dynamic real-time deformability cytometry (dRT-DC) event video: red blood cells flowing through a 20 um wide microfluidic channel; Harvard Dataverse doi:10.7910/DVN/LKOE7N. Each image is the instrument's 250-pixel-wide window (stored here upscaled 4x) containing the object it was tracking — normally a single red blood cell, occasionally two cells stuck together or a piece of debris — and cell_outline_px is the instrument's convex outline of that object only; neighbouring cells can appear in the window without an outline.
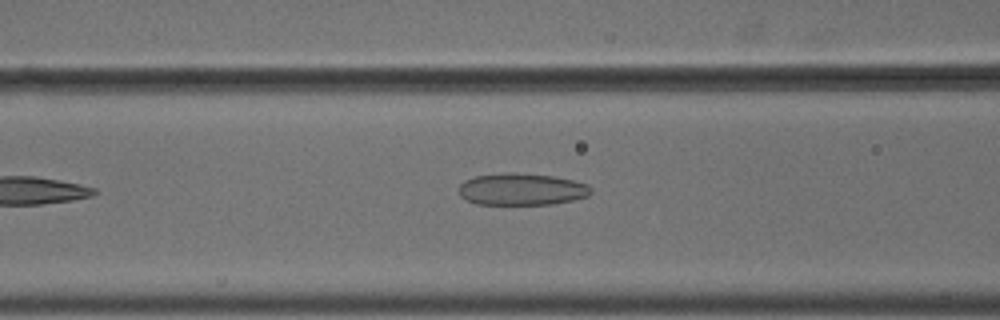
{"species": "common noctule bat (a hibernating species)", "species_latin": "Nyctalus noctula", "temperature_condition": "cold", "stored_images_in_passage": 6, "camera_frame_rate_fps": 3000, "um_per_image_px": 0.085, "animal": {"sex": "male", "body_mass_g": 18.8}, "frame": {"image": 1, "passage_image": 6, "time_ms": 1.667, "image_size_px": [1000, 320], "cell_outline_px": [[592, 192], [588, 196], [572, 200], [552, 204], [476, 204], [460, 196], [460, 184], [464, 180], [476, 176], [504, 172], [552, 176], [572, 180], [588, 184], [592, 188]], "centroid_in_image_um": [44.35, 16.09], "position_along_channel_um": 122.2, "area_um2": 24.45}}